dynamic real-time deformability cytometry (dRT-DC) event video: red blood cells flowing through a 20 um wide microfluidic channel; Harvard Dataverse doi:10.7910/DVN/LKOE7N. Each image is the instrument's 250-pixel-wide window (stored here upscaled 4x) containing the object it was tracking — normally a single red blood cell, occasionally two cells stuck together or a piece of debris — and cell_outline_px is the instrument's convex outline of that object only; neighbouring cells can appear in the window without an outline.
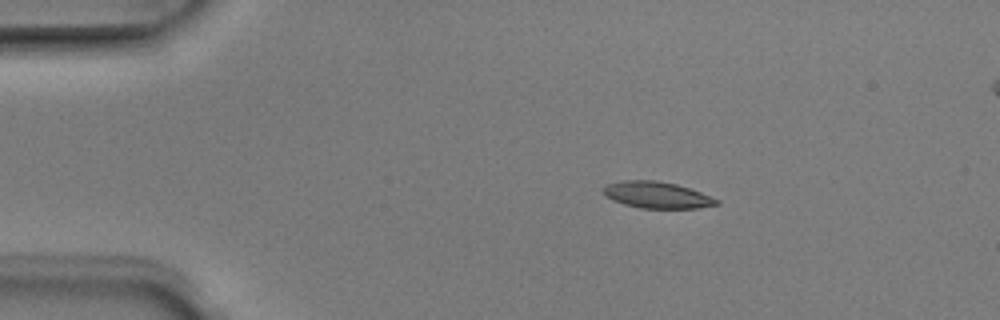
{"species": "Egyptian fruit bat (a non-hibernating species)", "species_latin": "Rousettus aegyptiacus", "temperature_condition": "room temperature", "stored_images_in_passage": 6, "camera_frame_rate_fps": 3000, "um_per_image_px": 0.085, "animal": {"sex": "male"}, "frame": {"image": 1, "passage_image": 1, "time_ms": 0.0, "image_size_px": [1000, 320], "cell_outline_px": [[720, 204], [696, 208], [640, 208], [624, 204], [612, 200], [604, 196], [604, 188], [608, 184], [624, 180], [656, 180], [676, 184], [700, 192], [720, 200]], "centroid_in_image_um": [55.84, 16.57], "position_along_channel_um": 29.2, "area_um2": 17.4}}
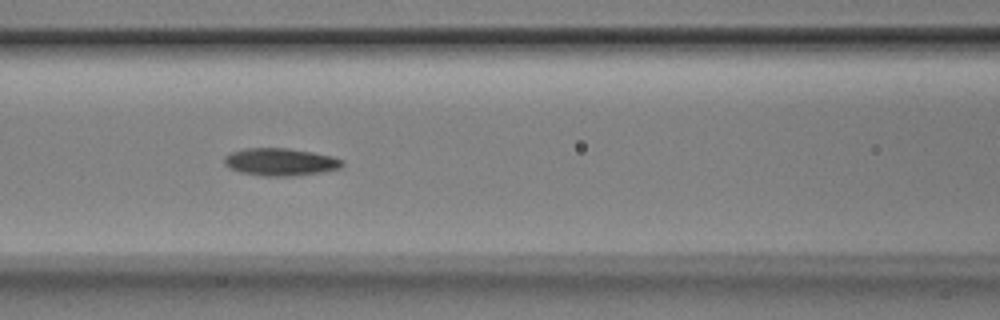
{"frame": {"image": 2, "passage_image": 5, "time_ms": 1.333, "image_size_px": [1000, 320], "cell_outline_px": [[344, 164], [340, 168], [320, 172], [296, 176], [264, 176], [240, 172], [228, 168], [224, 164], [224, 156], [232, 152], [244, 148], [288, 148], [312, 152], [332, 156], [344, 160]], "centroid_in_image_um": [23.82, 13.76], "position_along_channel_um": 142.8, "area_um2": 19.02}}
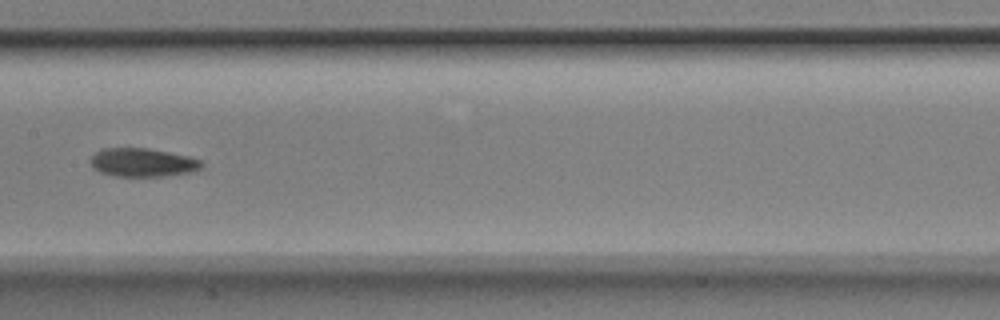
{"frame": {"image": 3, "passage_image": 6, "time_ms": 1.667, "image_size_px": [1000, 320], "cell_outline_px": [[204, 164], [196, 172], [164, 176], [116, 176], [100, 172], [92, 168], [88, 160], [100, 148], [148, 148], [188, 156], [200, 160]], "centroid_in_image_um": [12.11, 13.81], "position_along_channel_um": 195.3, "area_um2": 18.67}}